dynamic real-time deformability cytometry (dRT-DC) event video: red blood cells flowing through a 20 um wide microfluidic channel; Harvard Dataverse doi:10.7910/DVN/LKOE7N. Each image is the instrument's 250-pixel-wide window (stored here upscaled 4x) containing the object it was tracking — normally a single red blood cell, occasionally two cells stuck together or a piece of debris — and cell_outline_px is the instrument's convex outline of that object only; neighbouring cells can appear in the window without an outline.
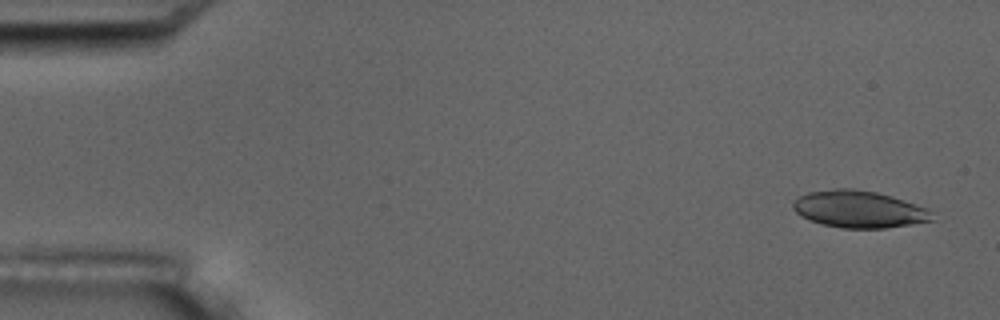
{"species": "common noctule bat (a hibernating species)", "species_latin": "Nyctalus noctula", "temperature_condition": "room temperature", "stored_images_in_passage": 5, "camera_frame_rate_fps": 3000, "um_per_image_px": 0.085, "animal": {"sex": "male", "body_mass_g": 17.5, "forearm_length_mm": 52.3}, "frame": {"image": 1, "passage_image": 1, "time_ms": 0.0, "image_size_px": [1000, 320], "cell_outline_px": [[932, 220], [884, 228], [840, 228], [824, 224], [800, 216], [792, 208], [792, 200], [808, 192], [836, 188], [852, 188], [876, 192], [892, 196], [928, 208]], "centroid_in_image_um": [72.95, 17.77], "position_along_channel_um": 12.0, "area_um2": 29.77}}